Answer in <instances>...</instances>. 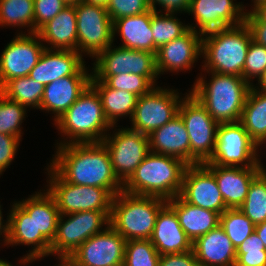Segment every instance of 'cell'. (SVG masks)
<instances>
[{
	"mask_svg": "<svg viewBox=\"0 0 266 266\" xmlns=\"http://www.w3.org/2000/svg\"><path fill=\"white\" fill-rule=\"evenodd\" d=\"M50 166L68 183L107 189L113 196L123 191L115 175L109 151L100 143L55 146Z\"/></svg>",
	"mask_w": 266,
	"mask_h": 266,
	"instance_id": "cell-1",
	"label": "cell"
},
{
	"mask_svg": "<svg viewBox=\"0 0 266 266\" xmlns=\"http://www.w3.org/2000/svg\"><path fill=\"white\" fill-rule=\"evenodd\" d=\"M211 79L199 76L190 92L218 123L240 121L250 85L237 75L207 72ZM211 73V74H210Z\"/></svg>",
	"mask_w": 266,
	"mask_h": 266,
	"instance_id": "cell-2",
	"label": "cell"
},
{
	"mask_svg": "<svg viewBox=\"0 0 266 266\" xmlns=\"http://www.w3.org/2000/svg\"><path fill=\"white\" fill-rule=\"evenodd\" d=\"M188 164L170 156L149 152L135 172L123 184V191L165 200L178 196Z\"/></svg>",
	"mask_w": 266,
	"mask_h": 266,
	"instance_id": "cell-3",
	"label": "cell"
},
{
	"mask_svg": "<svg viewBox=\"0 0 266 266\" xmlns=\"http://www.w3.org/2000/svg\"><path fill=\"white\" fill-rule=\"evenodd\" d=\"M54 125L64 139L60 142L57 141V145L100 143L110 129L113 130L114 127H117L111 126L106 120L100 96L91 85Z\"/></svg>",
	"mask_w": 266,
	"mask_h": 266,
	"instance_id": "cell-4",
	"label": "cell"
},
{
	"mask_svg": "<svg viewBox=\"0 0 266 266\" xmlns=\"http://www.w3.org/2000/svg\"><path fill=\"white\" fill-rule=\"evenodd\" d=\"M251 40V32L245 23L203 34L202 72L243 77V67Z\"/></svg>",
	"mask_w": 266,
	"mask_h": 266,
	"instance_id": "cell-5",
	"label": "cell"
},
{
	"mask_svg": "<svg viewBox=\"0 0 266 266\" xmlns=\"http://www.w3.org/2000/svg\"><path fill=\"white\" fill-rule=\"evenodd\" d=\"M166 203L159 197L121 191L113 197L110 225L126 241L150 239L157 215Z\"/></svg>",
	"mask_w": 266,
	"mask_h": 266,
	"instance_id": "cell-6",
	"label": "cell"
},
{
	"mask_svg": "<svg viewBox=\"0 0 266 266\" xmlns=\"http://www.w3.org/2000/svg\"><path fill=\"white\" fill-rule=\"evenodd\" d=\"M47 190L54 197L60 214L79 211L111 213L113 195L105 188L66 182L50 165Z\"/></svg>",
	"mask_w": 266,
	"mask_h": 266,
	"instance_id": "cell-7",
	"label": "cell"
},
{
	"mask_svg": "<svg viewBox=\"0 0 266 266\" xmlns=\"http://www.w3.org/2000/svg\"><path fill=\"white\" fill-rule=\"evenodd\" d=\"M185 94L178 114L183 119L189 135L190 165L204 164L214 153L219 123L190 92Z\"/></svg>",
	"mask_w": 266,
	"mask_h": 266,
	"instance_id": "cell-8",
	"label": "cell"
},
{
	"mask_svg": "<svg viewBox=\"0 0 266 266\" xmlns=\"http://www.w3.org/2000/svg\"><path fill=\"white\" fill-rule=\"evenodd\" d=\"M111 213L101 211H79L61 214L56 234L50 247V255L70 257L86 240L103 232L110 225ZM105 226V228H103Z\"/></svg>",
	"mask_w": 266,
	"mask_h": 266,
	"instance_id": "cell-9",
	"label": "cell"
},
{
	"mask_svg": "<svg viewBox=\"0 0 266 266\" xmlns=\"http://www.w3.org/2000/svg\"><path fill=\"white\" fill-rule=\"evenodd\" d=\"M258 150L240 121L219 123L214 153L204 165L262 167Z\"/></svg>",
	"mask_w": 266,
	"mask_h": 266,
	"instance_id": "cell-10",
	"label": "cell"
},
{
	"mask_svg": "<svg viewBox=\"0 0 266 266\" xmlns=\"http://www.w3.org/2000/svg\"><path fill=\"white\" fill-rule=\"evenodd\" d=\"M178 89L153 87L137 98L130 129L149 135L178 115L183 100Z\"/></svg>",
	"mask_w": 266,
	"mask_h": 266,
	"instance_id": "cell-11",
	"label": "cell"
},
{
	"mask_svg": "<svg viewBox=\"0 0 266 266\" xmlns=\"http://www.w3.org/2000/svg\"><path fill=\"white\" fill-rule=\"evenodd\" d=\"M77 18L78 53L95 57L113 42V22L105 7L75 4Z\"/></svg>",
	"mask_w": 266,
	"mask_h": 266,
	"instance_id": "cell-12",
	"label": "cell"
},
{
	"mask_svg": "<svg viewBox=\"0 0 266 266\" xmlns=\"http://www.w3.org/2000/svg\"><path fill=\"white\" fill-rule=\"evenodd\" d=\"M109 46L99 53L92 63V76H113L133 73L144 76L154 87L159 75L156 69L155 54L120 47ZM116 47V48H115Z\"/></svg>",
	"mask_w": 266,
	"mask_h": 266,
	"instance_id": "cell-13",
	"label": "cell"
},
{
	"mask_svg": "<svg viewBox=\"0 0 266 266\" xmlns=\"http://www.w3.org/2000/svg\"><path fill=\"white\" fill-rule=\"evenodd\" d=\"M115 128L102 140L109 151L115 175L124 184L150 152L148 135L129 127Z\"/></svg>",
	"mask_w": 266,
	"mask_h": 266,
	"instance_id": "cell-14",
	"label": "cell"
},
{
	"mask_svg": "<svg viewBox=\"0 0 266 266\" xmlns=\"http://www.w3.org/2000/svg\"><path fill=\"white\" fill-rule=\"evenodd\" d=\"M45 49L37 33L19 32L0 54V85L18 77L28 76Z\"/></svg>",
	"mask_w": 266,
	"mask_h": 266,
	"instance_id": "cell-15",
	"label": "cell"
},
{
	"mask_svg": "<svg viewBox=\"0 0 266 266\" xmlns=\"http://www.w3.org/2000/svg\"><path fill=\"white\" fill-rule=\"evenodd\" d=\"M39 190L27 199L17 203L34 218L35 224V258L50 256V247L56 234V228L60 217L54 197L48 190Z\"/></svg>",
	"mask_w": 266,
	"mask_h": 266,
	"instance_id": "cell-16",
	"label": "cell"
},
{
	"mask_svg": "<svg viewBox=\"0 0 266 266\" xmlns=\"http://www.w3.org/2000/svg\"><path fill=\"white\" fill-rule=\"evenodd\" d=\"M233 1L235 0H190L187 13L193 15L196 24H188L189 28L203 35L245 23L248 10L244 9L246 7L242 2Z\"/></svg>",
	"mask_w": 266,
	"mask_h": 266,
	"instance_id": "cell-17",
	"label": "cell"
},
{
	"mask_svg": "<svg viewBox=\"0 0 266 266\" xmlns=\"http://www.w3.org/2000/svg\"><path fill=\"white\" fill-rule=\"evenodd\" d=\"M126 240L111 226L93 235L70 258L78 266H123Z\"/></svg>",
	"mask_w": 266,
	"mask_h": 266,
	"instance_id": "cell-18",
	"label": "cell"
},
{
	"mask_svg": "<svg viewBox=\"0 0 266 266\" xmlns=\"http://www.w3.org/2000/svg\"><path fill=\"white\" fill-rule=\"evenodd\" d=\"M179 196L186 202L220 215L227 210L214 174L204 165H188Z\"/></svg>",
	"mask_w": 266,
	"mask_h": 266,
	"instance_id": "cell-19",
	"label": "cell"
},
{
	"mask_svg": "<svg viewBox=\"0 0 266 266\" xmlns=\"http://www.w3.org/2000/svg\"><path fill=\"white\" fill-rule=\"evenodd\" d=\"M202 56V34L189 28L183 35L162 45L155 54L158 75L191 70ZM165 72V73H164Z\"/></svg>",
	"mask_w": 266,
	"mask_h": 266,
	"instance_id": "cell-20",
	"label": "cell"
},
{
	"mask_svg": "<svg viewBox=\"0 0 266 266\" xmlns=\"http://www.w3.org/2000/svg\"><path fill=\"white\" fill-rule=\"evenodd\" d=\"M84 64L74 75L57 79L45 86L40 109L54 114V123L90 85L92 72Z\"/></svg>",
	"mask_w": 266,
	"mask_h": 266,
	"instance_id": "cell-21",
	"label": "cell"
},
{
	"mask_svg": "<svg viewBox=\"0 0 266 266\" xmlns=\"http://www.w3.org/2000/svg\"><path fill=\"white\" fill-rule=\"evenodd\" d=\"M205 166L214 174L227 209L242 206L253 178L262 170V167Z\"/></svg>",
	"mask_w": 266,
	"mask_h": 266,
	"instance_id": "cell-22",
	"label": "cell"
},
{
	"mask_svg": "<svg viewBox=\"0 0 266 266\" xmlns=\"http://www.w3.org/2000/svg\"><path fill=\"white\" fill-rule=\"evenodd\" d=\"M150 241L160 255L192 250L191 240L180 226L177 214L168 203L157 215Z\"/></svg>",
	"mask_w": 266,
	"mask_h": 266,
	"instance_id": "cell-23",
	"label": "cell"
},
{
	"mask_svg": "<svg viewBox=\"0 0 266 266\" xmlns=\"http://www.w3.org/2000/svg\"><path fill=\"white\" fill-rule=\"evenodd\" d=\"M85 64L77 51L44 49L29 77L46 86L49 83L74 75Z\"/></svg>",
	"mask_w": 266,
	"mask_h": 266,
	"instance_id": "cell-24",
	"label": "cell"
},
{
	"mask_svg": "<svg viewBox=\"0 0 266 266\" xmlns=\"http://www.w3.org/2000/svg\"><path fill=\"white\" fill-rule=\"evenodd\" d=\"M199 266H235L236 248L218 225L192 243Z\"/></svg>",
	"mask_w": 266,
	"mask_h": 266,
	"instance_id": "cell-25",
	"label": "cell"
},
{
	"mask_svg": "<svg viewBox=\"0 0 266 266\" xmlns=\"http://www.w3.org/2000/svg\"><path fill=\"white\" fill-rule=\"evenodd\" d=\"M151 152L170 155L190 165V140L183 119L178 114L148 135Z\"/></svg>",
	"mask_w": 266,
	"mask_h": 266,
	"instance_id": "cell-26",
	"label": "cell"
},
{
	"mask_svg": "<svg viewBox=\"0 0 266 266\" xmlns=\"http://www.w3.org/2000/svg\"><path fill=\"white\" fill-rule=\"evenodd\" d=\"M37 34L46 49L78 52L77 18L74 5H68L52 20L43 25ZM51 46V47H50Z\"/></svg>",
	"mask_w": 266,
	"mask_h": 266,
	"instance_id": "cell-27",
	"label": "cell"
},
{
	"mask_svg": "<svg viewBox=\"0 0 266 266\" xmlns=\"http://www.w3.org/2000/svg\"><path fill=\"white\" fill-rule=\"evenodd\" d=\"M152 9L134 16H125L113 22V41L116 34L121 37L120 47L147 51L156 54L153 32L151 29Z\"/></svg>",
	"mask_w": 266,
	"mask_h": 266,
	"instance_id": "cell-28",
	"label": "cell"
},
{
	"mask_svg": "<svg viewBox=\"0 0 266 266\" xmlns=\"http://www.w3.org/2000/svg\"><path fill=\"white\" fill-rule=\"evenodd\" d=\"M167 203L174 209L180 226L192 243L220 224L219 213L192 205L179 195L167 200Z\"/></svg>",
	"mask_w": 266,
	"mask_h": 266,
	"instance_id": "cell-29",
	"label": "cell"
},
{
	"mask_svg": "<svg viewBox=\"0 0 266 266\" xmlns=\"http://www.w3.org/2000/svg\"><path fill=\"white\" fill-rule=\"evenodd\" d=\"M90 85L99 94L105 118L111 126H117L123 116L132 119L138 98L135 94L113 89L104 81L91 80Z\"/></svg>",
	"mask_w": 266,
	"mask_h": 266,
	"instance_id": "cell-30",
	"label": "cell"
},
{
	"mask_svg": "<svg viewBox=\"0 0 266 266\" xmlns=\"http://www.w3.org/2000/svg\"><path fill=\"white\" fill-rule=\"evenodd\" d=\"M8 214V243L9 246H30L29 253L19 261L20 265H27L35 260V224L30 216L16 201L12 203Z\"/></svg>",
	"mask_w": 266,
	"mask_h": 266,
	"instance_id": "cell-31",
	"label": "cell"
},
{
	"mask_svg": "<svg viewBox=\"0 0 266 266\" xmlns=\"http://www.w3.org/2000/svg\"><path fill=\"white\" fill-rule=\"evenodd\" d=\"M240 122L260 148L266 139V93L253 85L248 92Z\"/></svg>",
	"mask_w": 266,
	"mask_h": 266,
	"instance_id": "cell-32",
	"label": "cell"
},
{
	"mask_svg": "<svg viewBox=\"0 0 266 266\" xmlns=\"http://www.w3.org/2000/svg\"><path fill=\"white\" fill-rule=\"evenodd\" d=\"M45 86L29 76L11 79L3 86V94L26 108L40 109Z\"/></svg>",
	"mask_w": 266,
	"mask_h": 266,
	"instance_id": "cell-33",
	"label": "cell"
},
{
	"mask_svg": "<svg viewBox=\"0 0 266 266\" xmlns=\"http://www.w3.org/2000/svg\"><path fill=\"white\" fill-rule=\"evenodd\" d=\"M7 26L34 33V0H0V27Z\"/></svg>",
	"mask_w": 266,
	"mask_h": 266,
	"instance_id": "cell-34",
	"label": "cell"
},
{
	"mask_svg": "<svg viewBox=\"0 0 266 266\" xmlns=\"http://www.w3.org/2000/svg\"><path fill=\"white\" fill-rule=\"evenodd\" d=\"M254 225L266 221V171L261 170L252 180L248 194L239 208Z\"/></svg>",
	"mask_w": 266,
	"mask_h": 266,
	"instance_id": "cell-35",
	"label": "cell"
},
{
	"mask_svg": "<svg viewBox=\"0 0 266 266\" xmlns=\"http://www.w3.org/2000/svg\"><path fill=\"white\" fill-rule=\"evenodd\" d=\"M151 29L154 45L160 48L162 45L183 35L189 26L180 21L175 13L156 12L152 9Z\"/></svg>",
	"mask_w": 266,
	"mask_h": 266,
	"instance_id": "cell-36",
	"label": "cell"
},
{
	"mask_svg": "<svg viewBox=\"0 0 266 266\" xmlns=\"http://www.w3.org/2000/svg\"><path fill=\"white\" fill-rule=\"evenodd\" d=\"M235 248L255 231L253 222L239 209H227L220 215L219 224Z\"/></svg>",
	"mask_w": 266,
	"mask_h": 266,
	"instance_id": "cell-37",
	"label": "cell"
},
{
	"mask_svg": "<svg viewBox=\"0 0 266 266\" xmlns=\"http://www.w3.org/2000/svg\"><path fill=\"white\" fill-rule=\"evenodd\" d=\"M26 112L27 108L25 106L8 99L2 94L0 97V133L22 139L24 133L21 125L27 116Z\"/></svg>",
	"mask_w": 266,
	"mask_h": 266,
	"instance_id": "cell-38",
	"label": "cell"
},
{
	"mask_svg": "<svg viewBox=\"0 0 266 266\" xmlns=\"http://www.w3.org/2000/svg\"><path fill=\"white\" fill-rule=\"evenodd\" d=\"M159 258L150 239L126 241L123 266H158Z\"/></svg>",
	"mask_w": 266,
	"mask_h": 266,
	"instance_id": "cell-39",
	"label": "cell"
},
{
	"mask_svg": "<svg viewBox=\"0 0 266 266\" xmlns=\"http://www.w3.org/2000/svg\"><path fill=\"white\" fill-rule=\"evenodd\" d=\"M91 80L104 81L113 89L128 91L137 97L147 94L154 87L144 76L133 73L113 76H92Z\"/></svg>",
	"mask_w": 266,
	"mask_h": 266,
	"instance_id": "cell-40",
	"label": "cell"
},
{
	"mask_svg": "<svg viewBox=\"0 0 266 266\" xmlns=\"http://www.w3.org/2000/svg\"><path fill=\"white\" fill-rule=\"evenodd\" d=\"M266 70V47L251 40L243 67V78L253 85L254 78L258 80ZM252 81V82H251Z\"/></svg>",
	"mask_w": 266,
	"mask_h": 266,
	"instance_id": "cell-41",
	"label": "cell"
},
{
	"mask_svg": "<svg viewBox=\"0 0 266 266\" xmlns=\"http://www.w3.org/2000/svg\"><path fill=\"white\" fill-rule=\"evenodd\" d=\"M150 9L148 0H110L106 7L112 22L125 16L143 14Z\"/></svg>",
	"mask_w": 266,
	"mask_h": 266,
	"instance_id": "cell-42",
	"label": "cell"
},
{
	"mask_svg": "<svg viewBox=\"0 0 266 266\" xmlns=\"http://www.w3.org/2000/svg\"><path fill=\"white\" fill-rule=\"evenodd\" d=\"M67 6L64 0H34V33Z\"/></svg>",
	"mask_w": 266,
	"mask_h": 266,
	"instance_id": "cell-43",
	"label": "cell"
},
{
	"mask_svg": "<svg viewBox=\"0 0 266 266\" xmlns=\"http://www.w3.org/2000/svg\"><path fill=\"white\" fill-rule=\"evenodd\" d=\"M22 140L13 135L0 133V175L8 168L19 148V143Z\"/></svg>",
	"mask_w": 266,
	"mask_h": 266,
	"instance_id": "cell-44",
	"label": "cell"
},
{
	"mask_svg": "<svg viewBox=\"0 0 266 266\" xmlns=\"http://www.w3.org/2000/svg\"><path fill=\"white\" fill-rule=\"evenodd\" d=\"M158 266H199L192 250L183 253L160 255Z\"/></svg>",
	"mask_w": 266,
	"mask_h": 266,
	"instance_id": "cell-45",
	"label": "cell"
},
{
	"mask_svg": "<svg viewBox=\"0 0 266 266\" xmlns=\"http://www.w3.org/2000/svg\"><path fill=\"white\" fill-rule=\"evenodd\" d=\"M150 8L156 12H162L163 10L165 13H187L190 0H148ZM161 6L163 9L157 10V5Z\"/></svg>",
	"mask_w": 266,
	"mask_h": 266,
	"instance_id": "cell-46",
	"label": "cell"
},
{
	"mask_svg": "<svg viewBox=\"0 0 266 266\" xmlns=\"http://www.w3.org/2000/svg\"><path fill=\"white\" fill-rule=\"evenodd\" d=\"M245 24L248 26L252 40L266 47V23L260 22L250 11L246 12Z\"/></svg>",
	"mask_w": 266,
	"mask_h": 266,
	"instance_id": "cell-47",
	"label": "cell"
},
{
	"mask_svg": "<svg viewBox=\"0 0 266 266\" xmlns=\"http://www.w3.org/2000/svg\"><path fill=\"white\" fill-rule=\"evenodd\" d=\"M235 266H266V251L236 253Z\"/></svg>",
	"mask_w": 266,
	"mask_h": 266,
	"instance_id": "cell-48",
	"label": "cell"
},
{
	"mask_svg": "<svg viewBox=\"0 0 266 266\" xmlns=\"http://www.w3.org/2000/svg\"><path fill=\"white\" fill-rule=\"evenodd\" d=\"M246 251H266L264 243L255 231L236 248V253H246Z\"/></svg>",
	"mask_w": 266,
	"mask_h": 266,
	"instance_id": "cell-49",
	"label": "cell"
},
{
	"mask_svg": "<svg viewBox=\"0 0 266 266\" xmlns=\"http://www.w3.org/2000/svg\"><path fill=\"white\" fill-rule=\"evenodd\" d=\"M250 12L262 23H266V2L258 4Z\"/></svg>",
	"mask_w": 266,
	"mask_h": 266,
	"instance_id": "cell-50",
	"label": "cell"
},
{
	"mask_svg": "<svg viewBox=\"0 0 266 266\" xmlns=\"http://www.w3.org/2000/svg\"><path fill=\"white\" fill-rule=\"evenodd\" d=\"M2 205H0V238H1V235H2V237H4L3 238V240H0V241H4L3 242V246H7V243H8V223H9V221H8V215H7V220L6 221H4L3 220V216H2V207H1ZM4 223V224H3Z\"/></svg>",
	"mask_w": 266,
	"mask_h": 266,
	"instance_id": "cell-51",
	"label": "cell"
},
{
	"mask_svg": "<svg viewBox=\"0 0 266 266\" xmlns=\"http://www.w3.org/2000/svg\"><path fill=\"white\" fill-rule=\"evenodd\" d=\"M255 232L264 243V246L266 248V221L255 225Z\"/></svg>",
	"mask_w": 266,
	"mask_h": 266,
	"instance_id": "cell-52",
	"label": "cell"
},
{
	"mask_svg": "<svg viewBox=\"0 0 266 266\" xmlns=\"http://www.w3.org/2000/svg\"><path fill=\"white\" fill-rule=\"evenodd\" d=\"M257 90L263 91L266 93V70L263 75L258 79L257 86L253 85ZM260 87V88H259Z\"/></svg>",
	"mask_w": 266,
	"mask_h": 266,
	"instance_id": "cell-53",
	"label": "cell"
},
{
	"mask_svg": "<svg viewBox=\"0 0 266 266\" xmlns=\"http://www.w3.org/2000/svg\"><path fill=\"white\" fill-rule=\"evenodd\" d=\"M58 261L56 266H78L70 257H58Z\"/></svg>",
	"mask_w": 266,
	"mask_h": 266,
	"instance_id": "cell-54",
	"label": "cell"
},
{
	"mask_svg": "<svg viewBox=\"0 0 266 266\" xmlns=\"http://www.w3.org/2000/svg\"><path fill=\"white\" fill-rule=\"evenodd\" d=\"M81 1L86 4L99 5L106 8L110 0H81Z\"/></svg>",
	"mask_w": 266,
	"mask_h": 266,
	"instance_id": "cell-55",
	"label": "cell"
},
{
	"mask_svg": "<svg viewBox=\"0 0 266 266\" xmlns=\"http://www.w3.org/2000/svg\"><path fill=\"white\" fill-rule=\"evenodd\" d=\"M252 1H253V5L251 6L252 7L251 10L255 8L258 4L266 2V0H252Z\"/></svg>",
	"mask_w": 266,
	"mask_h": 266,
	"instance_id": "cell-56",
	"label": "cell"
},
{
	"mask_svg": "<svg viewBox=\"0 0 266 266\" xmlns=\"http://www.w3.org/2000/svg\"><path fill=\"white\" fill-rule=\"evenodd\" d=\"M0 266H14L10 262L0 259Z\"/></svg>",
	"mask_w": 266,
	"mask_h": 266,
	"instance_id": "cell-57",
	"label": "cell"
},
{
	"mask_svg": "<svg viewBox=\"0 0 266 266\" xmlns=\"http://www.w3.org/2000/svg\"><path fill=\"white\" fill-rule=\"evenodd\" d=\"M68 5H74L80 2L81 0H64Z\"/></svg>",
	"mask_w": 266,
	"mask_h": 266,
	"instance_id": "cell-58",
	"label": "cell"
},
{
	"mask_svg": "<svg viewBox=\"0 0 266 266\" xmlns=\"http://www.w3.org/2000/svg\"><path fill=\"white\" fill-rule=\"evenodd\" d=\"M3 94V87L0 85V97L2 96Z\"/></svg>",
	"mask_w": 266,
	"mask_h": 266,
	"instance_id": "cell-59",
	"label": "cell"
},
{
	"mask_svg": "<svg viewBox=\"0 0 266 266\" xmlns=\"http://www.w3.org/2000/svg\"><path fill=\"white\" fill-rule=\"evenodd\" d=\"M260 165L262 166V170H265L266 171L265 166H263V163L260 164Z\"/></svg>",
	"mask_w": 266,
	"mask_h": 266,
	"instance_id": "cell-60",
	"label": "cell"
},
{
	"mask_svg": "<svg viewBox=\"0 0 266 266\" xmlns=\"http://www.w3.org/2000/svg\"><path fill=\"white\" fill-rule=\"evenodd\" d=\"M263 144H266V139L262 142V144L260 146H262Z\"/></svg>",
	"mask_w": 266,
	"mask_h": 266,
	"instance_id": "cell-61",
	"label": "cell"
}]
</instances>
